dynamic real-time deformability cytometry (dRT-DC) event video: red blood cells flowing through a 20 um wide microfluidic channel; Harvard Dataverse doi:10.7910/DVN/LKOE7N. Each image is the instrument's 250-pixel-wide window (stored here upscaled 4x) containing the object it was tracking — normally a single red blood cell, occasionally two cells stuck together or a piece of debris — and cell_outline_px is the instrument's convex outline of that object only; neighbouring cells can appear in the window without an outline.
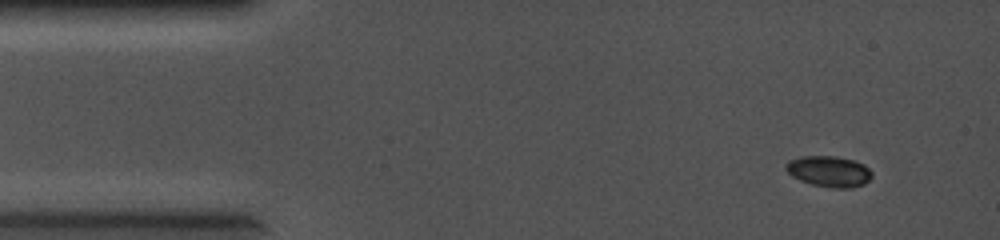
{"species": "common noctule bat (a hibernating species)", "species_latin": "Nyctalus noctula", "temperature_condition": "cold", "stored_images_in_passage": 4, "camera_frame_rate_fps": 5000, "um_per_image_px": 0.085, "animal": {"sex": "female", "body_mass_g": 19.0, "forearm_length_mm": 56.7}, "frame": {"image": 1, "passage_image": 1, "time_ms": 0.0, "image_size_px": [1000, 240], "cell_outline_px": [[872, 176], [864, 184], [852, 188], [836, 188], [812, 184], [800, 180], [792, 176], [784, 168], [784, 164], [788, 160], [800, 156], [836, 156], [852, 160], [864, 164], [872, 172]], "centroid_in_image_um": [70.44, 14.56], "position_along_channel_um": 14.6, "area_um2": 15.55}}